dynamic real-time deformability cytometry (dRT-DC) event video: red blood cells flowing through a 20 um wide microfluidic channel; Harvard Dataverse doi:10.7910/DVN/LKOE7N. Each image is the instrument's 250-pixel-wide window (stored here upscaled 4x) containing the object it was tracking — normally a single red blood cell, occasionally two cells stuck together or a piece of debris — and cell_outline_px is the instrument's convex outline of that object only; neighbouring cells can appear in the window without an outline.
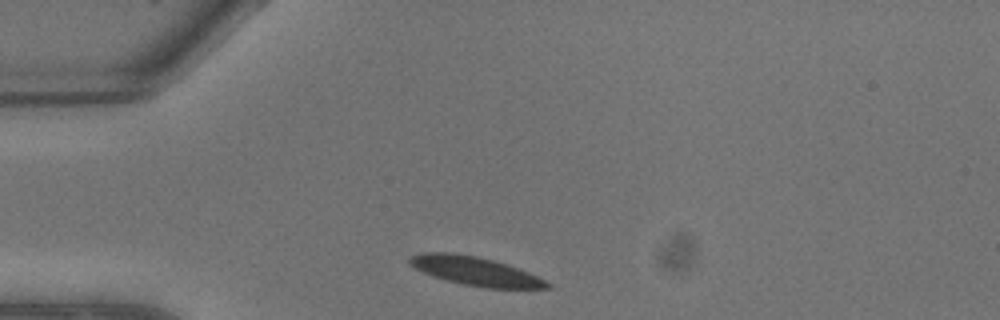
{"species": "common noctule bat (a hibernating species)", "species_latin": "Nyctalus noctula", "temperature_condition": "warm", "stored_images_in_passage": 2, "camera_frame_rate_fps": 3000, "um_per_image_px": 0.085, "animal": {"sex": "male", "body_mass_g": 13.3}, "frame": {"image": 1, "passage_image": 1, "time_ms": 0.0, "image_size_px": [1000, 320], "cell_outline_px": [[552, 288], [488, 288], [464, 284], [432, 276], [416, 268], [408, 260], [412, 256], [420, 252], [452, 252], [476, 256], [492, 260], [528, 272], [552, 284]], "centroid_in_image_um": [40.4, 23.04], "position_along_channel_um": 44.6, "area_um2": 22.54}}